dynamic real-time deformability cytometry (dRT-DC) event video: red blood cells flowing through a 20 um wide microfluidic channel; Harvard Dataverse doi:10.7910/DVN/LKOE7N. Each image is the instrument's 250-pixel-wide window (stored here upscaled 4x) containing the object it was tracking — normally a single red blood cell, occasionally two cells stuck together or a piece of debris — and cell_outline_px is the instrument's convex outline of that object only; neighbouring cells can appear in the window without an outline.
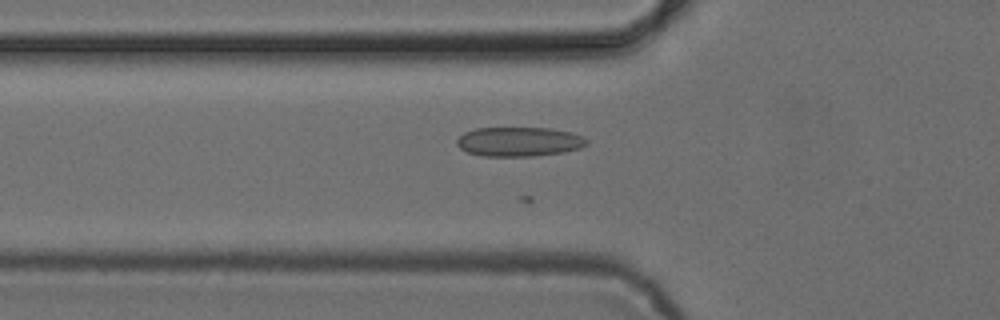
{"species": "common noctule bat (a hibernating species)", "species_latin": "Nyctalus noctula", "temperature_condition": "cold", "stored_images_in_passage": 37, "camera_frame_rate_fps": 3000, "um_per_image_px": 0.085, "animal": {"sex": "female", "body_mass_g": 24.6, "forearm_length_mm": 56.2}, "frame": {"image": 1, "passage_image": 18, "time_ms": 5.667, "image_size_px": [1000, 320], "cell_outline_px": [[588, 144], [580, 148], [564, 152], [536, 156], [484, 156], [468, 152], [460, 148], [456, 144], [456, 140], [464, 132], [476, 128], [548, 128], [572, 132], [584, 136], [588, 140]], "centroid_in_image_um": [44.15, 12.04], "position_along_channel_um": 81.7, "area_um2": 22.37}}
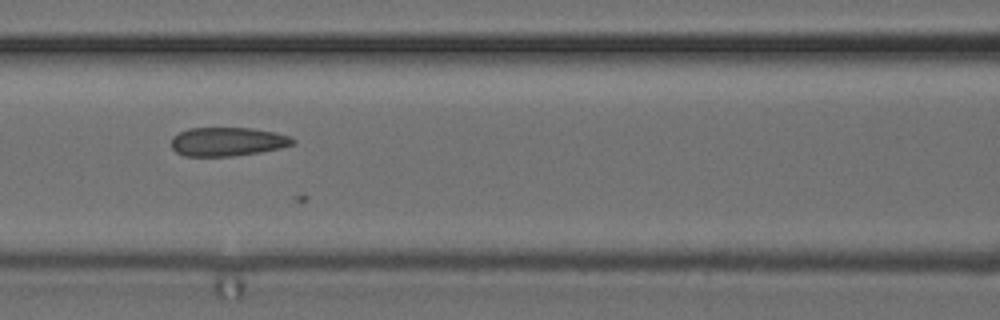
{"frame": {"image": 2, "passage_image": 23, "time_ms": 7.333, "image_size_px": [1000, 320], "cell_outline_px": [[296, 144], [280, 148], [260, 152], [232, 156], [184, 156], [176, 152], [172, 148], [172, 136], [188, 128], [252, 128], [276, 132], [288, 136], [296, 140]], "centroid_in_image_um": [19.35, 12.04], "position_along_channel_um": 147.2, "area_um2": 20.46}}
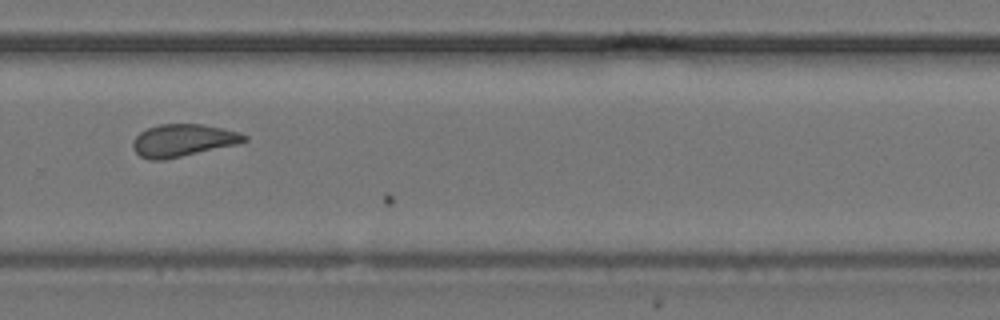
{"frame": {"image": 3, "passage_image": 36, "time_ms": 11.667, "image_size_px": [1000, 320], "cell_outline_px": [[248, 140], [236, 144], [164, 160], [152, 160], [140, 156], [132, 148], [132, 140], [140, 132], [148, 128], [160, 124], [204, 124], [240, 132], [248, 136]], "centroid_in_image_um": [15.54, 11.92], "position_along_channel_um": 314.3, "area_um2": 20.98}}